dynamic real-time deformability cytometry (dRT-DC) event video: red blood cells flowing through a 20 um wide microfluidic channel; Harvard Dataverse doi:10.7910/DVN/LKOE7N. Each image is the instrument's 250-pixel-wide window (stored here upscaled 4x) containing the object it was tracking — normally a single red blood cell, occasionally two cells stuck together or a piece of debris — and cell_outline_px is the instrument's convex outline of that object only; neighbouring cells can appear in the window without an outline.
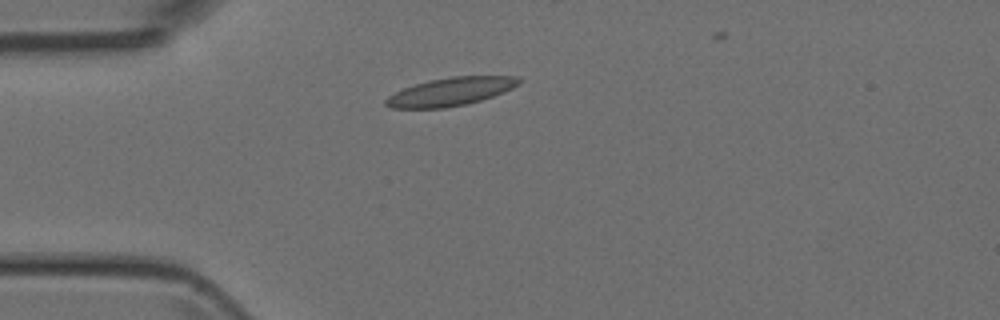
{"species": "Egyptian fruit bat (a non-hibernating species)", "species_latin": "Rousettus aegyptiacus", "temperature_condition": "room temperature", "stored_images_in_passage": 32, "camera_frame_rate_fps": 3000, "um_per_image_px": 0.085, "animal": {"sex": "female"}, "frame": {"image": 1, "passage_image": 1, "time_ms": 0.0, "image_size_px": [1000, 320], "cell_outline_px": [[520, 84], [504, 92], [480, 100], [464, 104], [444, 108], [392, 108], [384, 104], [384, 100], [388, 96], [404, 88], [428, 80], [452, 76], [516, 76], [520, 80]], "centroid_in_image_um": [38.29, 7.78], "position_along_channel_um": 46.7, "area_um2": 21.68}}
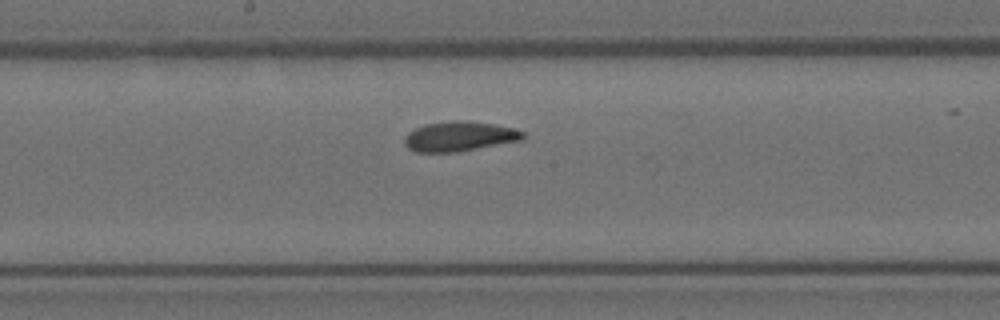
{"frame": {"image": 2, "passage_image": 14, "time_ms": 4.333, "image_size_px": [1000, 320], "cell_outline_px": [[524, 140], [456, 152], [416, 152], [408, 148], [404, 144], [404, 136], [408, 132], [424, 124], [448, 120], [468, 120], [516, 128], [524, 132]], "centroid_in_image_um": [39.05, 11.58], "position_along_channel_um": 209.2, "area_um2": 20.87}}
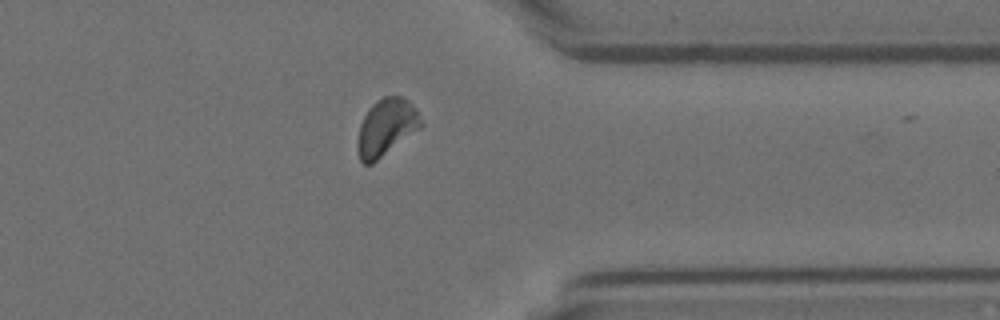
{"frame": {"image": 3, "passage_image": 27, "time_ms": 8.667, "image_size_px": [1000, 320], "cell_outline_px": [[424, 124], [420, 128], [372, 164], [364, 164], [360, 160], [356, 144], [360, 124], [368, 108], [372, 104], [384, 96], [400, 96], [408, 100], [416, 108]], "centroid_in_image_um": [32.82, 10.82], "position_along_channel_um": 378.6, "area_um2": 21.04}}